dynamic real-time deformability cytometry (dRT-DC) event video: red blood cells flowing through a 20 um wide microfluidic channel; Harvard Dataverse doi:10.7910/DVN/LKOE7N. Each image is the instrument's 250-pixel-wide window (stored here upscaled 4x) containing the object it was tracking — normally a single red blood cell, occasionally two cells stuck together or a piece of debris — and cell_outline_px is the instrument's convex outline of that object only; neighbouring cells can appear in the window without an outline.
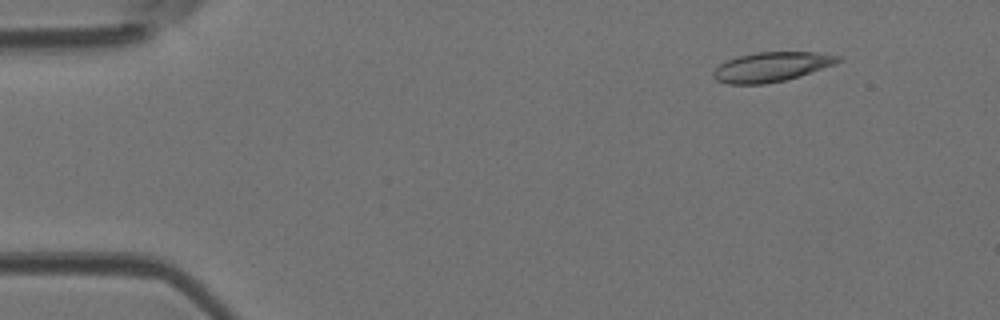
{"species": "Egyptian fruit bat (a non-hibernating species)", "species_latin": "Rousettus aegyptiacus", "temperature_condition": "room temperature", "stored_images_in_passage": 4, "camera_frame_rate_fps": 3000, "um_per_image_px": 0.085, "animal": {"sex": "female"}, "frame": {"image": 1, "passage_image": 2, "time_ms": 0.333, "image_size_px": [1000, 320], "cell_outline_px": [[840, 60], [832, 64], [800, 76], [784, 80], [764, 84], [728, 84], [716, 80], [712, 76], [712, 72], [720, 64], [728, 60], [740, 56], [756, 52], [816, 52], [840, 56]], "centroid_in_image_um": [65.52, 5.69], "position_along_channel_um": 19.5, "area_um2": 21.15}}
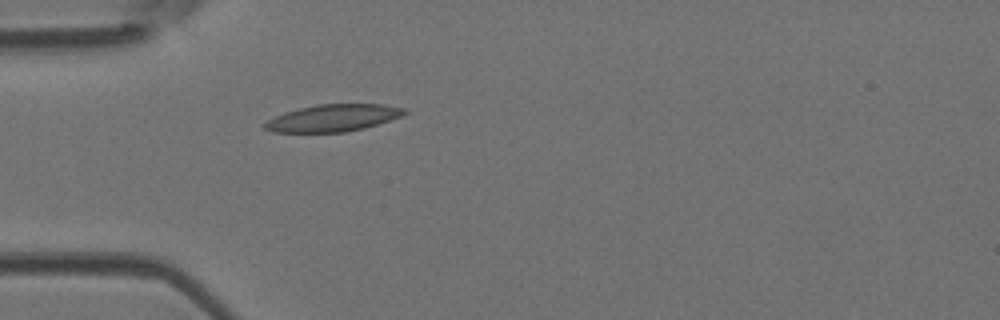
{"frame": {"image": 2, "passage_image": 4, "time_ms": 1.0, "image_size_px": [1000, 320], "cell_outline_px": [[408, 112], [400, 116], [364, 128], [344, 132], [272, 132], [264, 128], [260, 124], [284, 112], [316, 104], [384, 104], [404, 108]], "centroid_in_image_um": [28.26, 10.02], "position_along_channel_um": 56.7, "area_um2": 21.91}}